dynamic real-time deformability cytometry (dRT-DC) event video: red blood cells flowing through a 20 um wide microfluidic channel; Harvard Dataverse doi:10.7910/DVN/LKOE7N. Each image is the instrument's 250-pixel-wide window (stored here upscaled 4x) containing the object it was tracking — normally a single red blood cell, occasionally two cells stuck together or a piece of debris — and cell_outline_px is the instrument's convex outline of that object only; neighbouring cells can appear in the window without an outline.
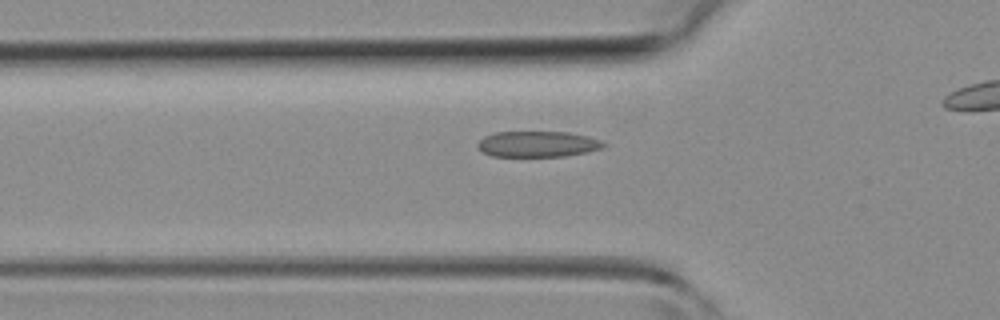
{"species": "common noctule bat (a hibernating species)", "species_latin": "Nyctalus noctula", "temperature_condition": "room temperature", "stored_images_in_passage": 25, "camera_frame_rate_fps": 3000, "um_per_image_px": 0.085, "animal": {"sex": "female", "body_mass_g": 19.3, "forearm_length_mm": 54.1}, "frame": {"image": 1, "passage_image": 4, "time_ms": 1.0, "image_size_px": [1000, 320], "cell_outline_px": [[608, 144], [604, 148], [588, 152], [564, 156], [492, 156], [484, 152], [476, 144], [484, 136], [496, 132], [568, 132], [588, 136], [600, 140]], "centroid_in_image_um": [45.75, 12.24], "position_along_channel_um": 80.0, "area_um2": 18.96}}
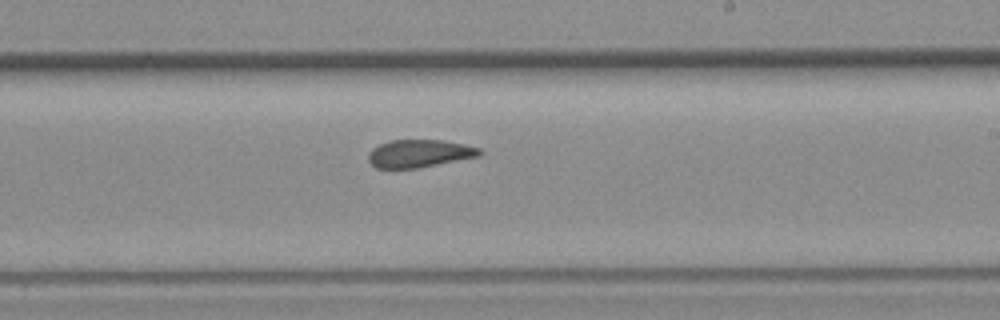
{"frame": {"image": 2, "passage_image": 15, "time_ms": 4.667, "image_size_px": [1000, 320], "cell_outline_px": [[484, 152], [480, 156], [416, 168], [376, 168], [368, 160], [368, 152], [372, 148], [388, 140], [440, 140], [464, 144], [480, 148]], "centroid_in_image_um": [35.64, 13.04], "position_along_channel_um": 253.4, "area_um2": 17.98}}
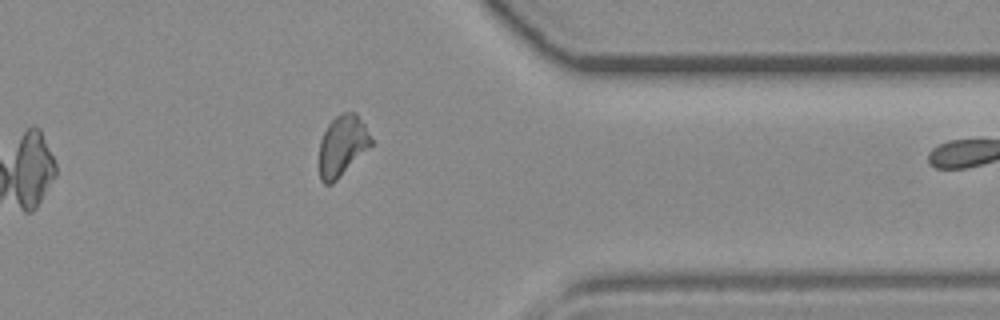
{"frame": {"image": 3, "passage_image": 24, "time_ms": 7.667, "image_size_px": [1000, 320], "cell_outline_px": [[372, 144], [332, 184], [324, 184], [320, 180], [320, 140], [328, 124], [336, 116], [344, 112], [356, 112], [364, 124], [372, 140]], "centroid_in_image_um": [29.08, 12.37], "position_along_channel_um": 382.3, "area_um2": 17.98}}